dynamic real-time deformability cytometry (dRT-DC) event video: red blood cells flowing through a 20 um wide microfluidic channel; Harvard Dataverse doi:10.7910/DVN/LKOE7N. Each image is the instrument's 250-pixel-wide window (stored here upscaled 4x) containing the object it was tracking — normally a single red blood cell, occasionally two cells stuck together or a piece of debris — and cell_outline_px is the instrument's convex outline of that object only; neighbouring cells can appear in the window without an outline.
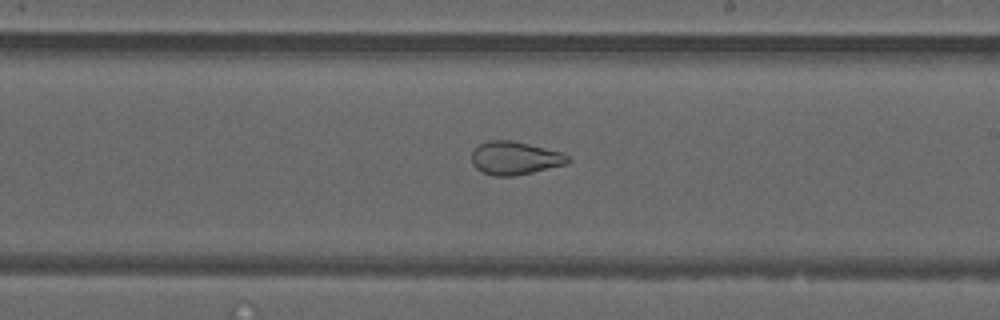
{"species": "common noctule bat (a hibernating species)", "species_latin": "Nyctalus noctula", "temperature_condition": "warm", "stored_images_in_passage": 50, "camera_frame_rate_fps": 3000, "um_per_image_px": 0.085, "animal": {"sex": "male", "forearm_length_mm": 52.5}, "frame": {"image": 1, "passage_image": 29, "time_ms": 9.333, "image_size_px": [1000, 320], "cell_outline_px": [[572, 160], [568, 164], [532, 172], [512, 176], [496, 176], [484, 172], [476, 168], [472, 164], [472, 152], [480, 144], [488, 140], [512, 140], [560, 152], [568, 156]], "centroid_in_image_um": [43.77, 13.44], "position_along_channel_um": 245.2, "area_um2": 18.44}, "authors_computed_cell_mechanics": {"area_um2": 24.1315, "velocity_mm_per_s": 4.0387, "shape_relaxation_time_tau1_ms": null, "shape_relaxation_time_tau2_ms": 1.135, "deformation_change_tau1": null, "deformation_change_tau2": 0.0779}}